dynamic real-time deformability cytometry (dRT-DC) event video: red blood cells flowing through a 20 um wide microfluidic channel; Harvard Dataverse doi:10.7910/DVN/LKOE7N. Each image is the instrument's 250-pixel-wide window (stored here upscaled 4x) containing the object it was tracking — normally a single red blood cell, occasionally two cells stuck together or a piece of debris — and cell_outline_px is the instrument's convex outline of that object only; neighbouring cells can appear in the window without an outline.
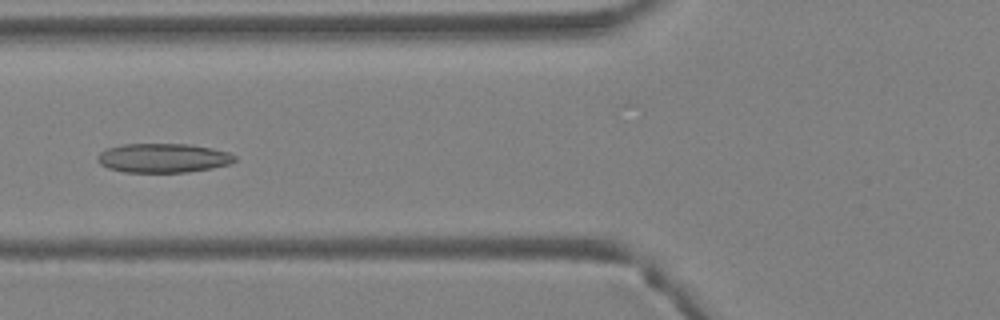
{"species": "Egyptian fruit bat (a non-hibernating species)", "species_latin": "Rousettus aegyptiacus", "temperature_condition": "warm", "stored_images_in_passage": 35, "camera_frame_rate_fps": 3000, "um_per_image_px": 0.085, "animal": {"sex": "female"}, "frame": {"image": 1, "passage_image": 11, "time_ms": 3.333, "image_size_px": [1000, 320], "cell_outline_px": [[236, 160], [228, 164], [212, 168], [188, 172], [124, 172], [108, 168], [100, 164], [96, 160], [96, 156], [100, 152], [108, 148], [120, 144], [188, 144], [212, 148], [228, 152], [236, 156]], "centroid_in_image_um": [13.84, 13.43], "position_along_channel_um": 112.0, "area_um2": 23.41}}
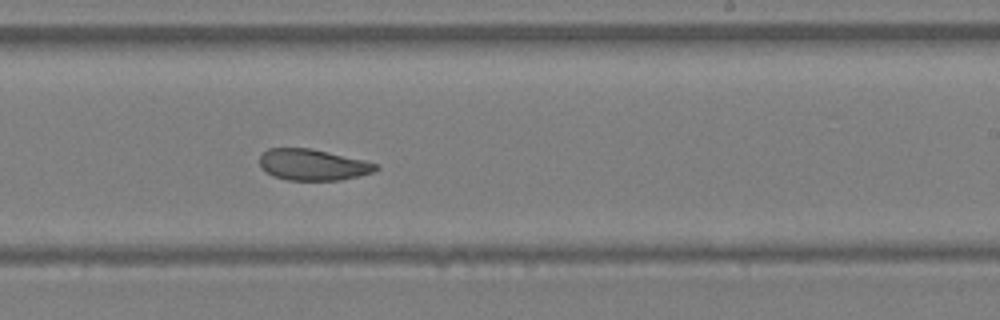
{"frame": {"image": 2, "passage_image": 20, "time_ms": 6.333, "image_size_px": [1000, 320], "cell_outline_px": [[380, 168], [372, 172], [360, 176], [340, 180], [288, 180], [276, 176], [268, 172], [260, 164], [260, 156], [268, 148], [312, 148], [364, 160], [380, 164]], "centroid_in_image_um": [26.65, 13.99], "position_along_channel_um": 262.3, "area_um2": 21.04}}
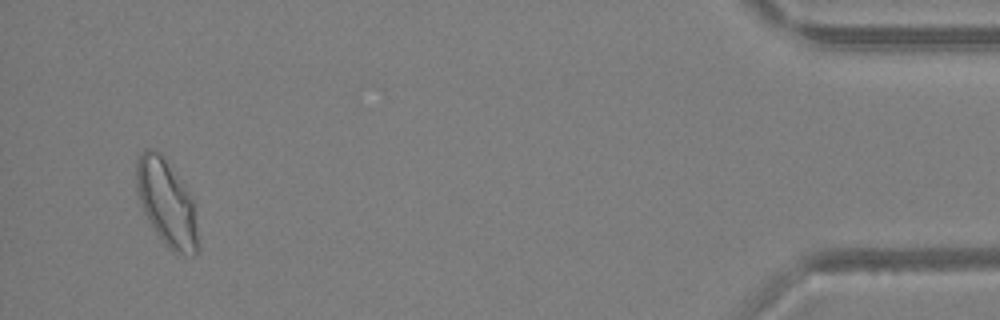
{"frame": {"image": 3, "passage_image": 34, "time_ms": 11.0, "image_size_px": [1000, 320], "cell_outline_px": [[200, 248], [196, 256], [192, 256], [172, 252], [164, 244], [148, 220], [144, 212], [136, 192], [136, 160], [140, 152], [144, 148], [156, 148], [164, 156], [184, 184], [192, 200], [200, 244]], "centroid_in_image_um": [14.16, 17.24], "position_along_channel_um": 421.0, "area_um2": 31.5}}